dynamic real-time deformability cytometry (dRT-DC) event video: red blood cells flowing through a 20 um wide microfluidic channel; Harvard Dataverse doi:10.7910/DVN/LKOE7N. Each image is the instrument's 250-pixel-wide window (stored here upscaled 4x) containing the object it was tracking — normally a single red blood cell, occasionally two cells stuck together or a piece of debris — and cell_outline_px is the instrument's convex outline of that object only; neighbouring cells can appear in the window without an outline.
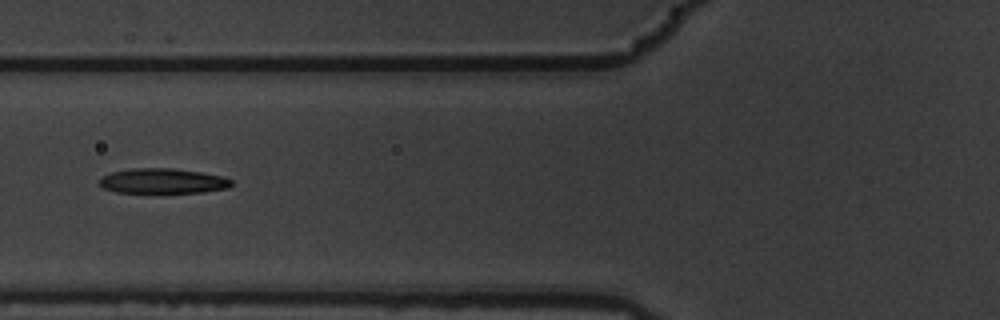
{"species": "common noctule bat (a hibernating species)", "species_latin": "Nyctalus noctula", "temperature_condition": "warm", "stored_images_in_passage": 10, "camera_frame_rate_fps": 3000, "um_per_image_px": 0.085, "animal": {"sex": "male", "body_mass_g": 19.5, "forearm_length_mm": 54.6}, "frame": {"image": 1, "passage_image": 7, "time_ms": 2.0, "image_size_px": [1000, 320], "cell_outline_px": [[232, 184], [228, 188], [204, 192], [116, 192], [104, 188], [96, 184], [96, 180], [100, 176], [112, 172], [132, 168], [172, 168], [200, 172], [220, 176], [232, 180]], "centroid_in_image_um": [13.76, 15.38], "position_along_channel_um": 112.0, "area_um2": 19.31}}
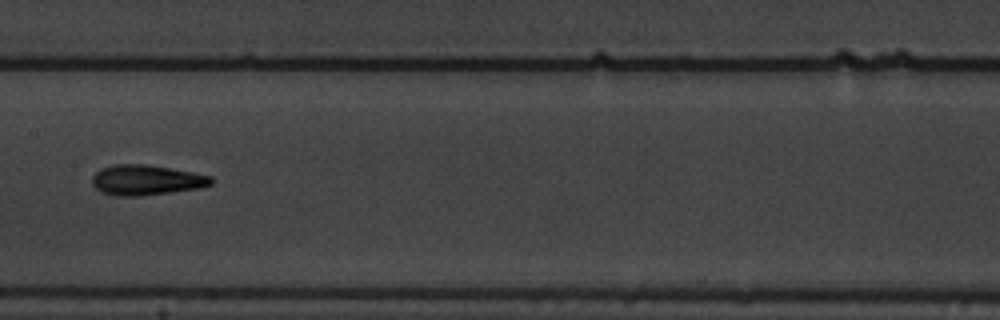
{"frame": {"image": 2, "passage_image": 9, "time_ms": 2.667, "image_size_px": [1000, 320], "cell_outline_px": [[216, 180], [212, 184], [200, 188], [136, 196], [116, 196], [100, 192], [92, 184], [92, 176], [100, 168], [112, 164], [144, 164], [192, 172], [212, 176]], "centroid_in_image_um": [12.42, 15.3], "position_along_channel_um": 195.0, "area_um2": 20.98}}
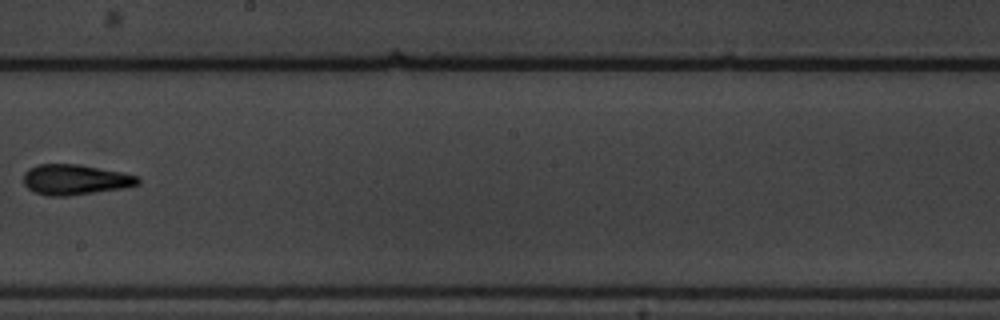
{"frame": {"image": 3, "passage_image": 10, "time_ms": 3.0, "image_size_px": [1000, 320], "cell_outline_px": [[140, 184], [124, 188], [68, 196], [48, 196], [36, 192], [28, 188], [24, 184], [24, 172], [28, 168], [36, 164], [76, 164], [120, 172], [140, 176]], "centroid_in_image_um": [6.38, 15.27], "position_along_channel_um": 241.8, "area_um2": 20.23}}